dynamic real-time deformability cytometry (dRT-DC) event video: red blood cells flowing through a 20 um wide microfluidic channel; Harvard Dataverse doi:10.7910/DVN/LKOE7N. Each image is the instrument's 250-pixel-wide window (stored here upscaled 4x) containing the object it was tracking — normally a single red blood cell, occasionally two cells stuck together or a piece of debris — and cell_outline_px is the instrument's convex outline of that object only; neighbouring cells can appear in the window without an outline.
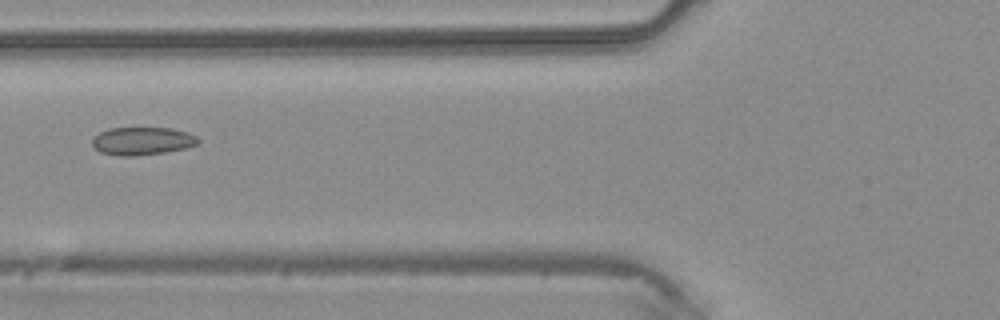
{"species": "common noctule bat (a hibernating species)", "species_latin": "Nyctalus noctula", "temperature_condition": "warm", "stored_images_in_passage": 5, "camera_frame_rate_fps": 3000, "um_per_image_px": 0.085, "animal": {"sex": "male", "body_mass_g": 20.4}, "frame": {"image": 1, "passage_image": 5, "time_ms": 1.333, "image_size_px": [1000, 320], "cell_outline_px": [[200, 140], [196, 144], [188, 148], [164, 152], [132, 156], [120, 156], [100, 152], [92, 144], [92, 140], [100, 132], [108, 128], [172, 128], [188, 132], [196, 136]], "centroid_in_image_um": [12.11, 11.98], "position_along_channel_um": 113.7, "area_um2": 17.17}}